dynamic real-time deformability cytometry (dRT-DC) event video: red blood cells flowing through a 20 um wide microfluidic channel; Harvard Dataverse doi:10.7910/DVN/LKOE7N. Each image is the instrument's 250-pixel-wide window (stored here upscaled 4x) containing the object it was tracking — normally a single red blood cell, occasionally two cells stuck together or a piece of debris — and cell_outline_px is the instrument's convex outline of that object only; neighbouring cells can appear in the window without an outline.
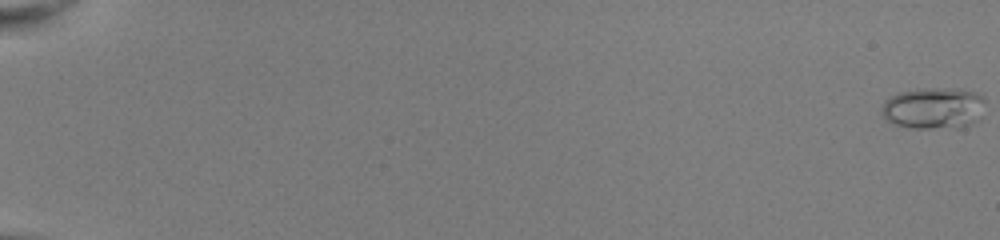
{"species": "common noctule bat (a hibernating species)", "species_latin": "Nyctalus noctula", "temperature_condition": "room temperature", "stored_images_in_passage": 53, "camera_frame_rate_fps": 3000, "um_per_image_px": 0.085, "animal": {"sex": "female", "body_mass_g": 22.0, "forearm_length_mm": 56.7}, "frame": {"image": 1, "passage_image": 1, "time_ms": 0.0, "image_size_px": [1000, 240], "cell_outline_px": [[984, 100], [980, 120], [964, 128], [912, 128], [896, 124], [888, 120], [884, 116], [884, 100], [900, 92], [916, 88], [952, 88], [976, 92], [984, 96]], "centroid_in_image_um": [79.43, 9.19], "position_along_channel_um": 5.6, "area_um2": 25.2}}
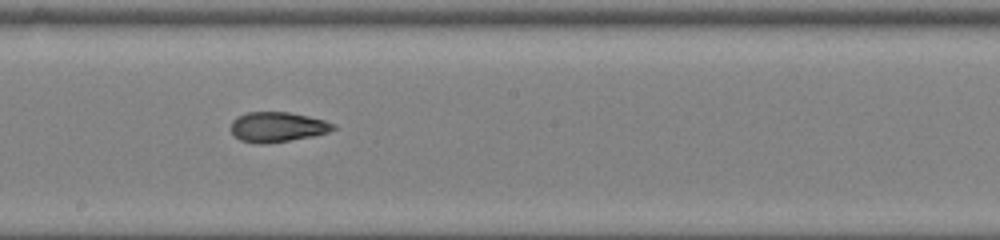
{"frame": {"image": 2, "passage_image": 33, "time_ms": 10.667, "image_size_px": [1000, 240], "cell_outline_px": [[336, 128], [328, 132], [312, 136], [264, 144], [256, 144], [240, 140], [232, 132], [232, 120], [236, 116], [248, 112], [288, 112], [308, 116], [324, 120], [336, 124]], "centroid_in_image_um": [23.58, 10.79], "position_along_channel_um": 224.6, "area_um2": 17.8}}
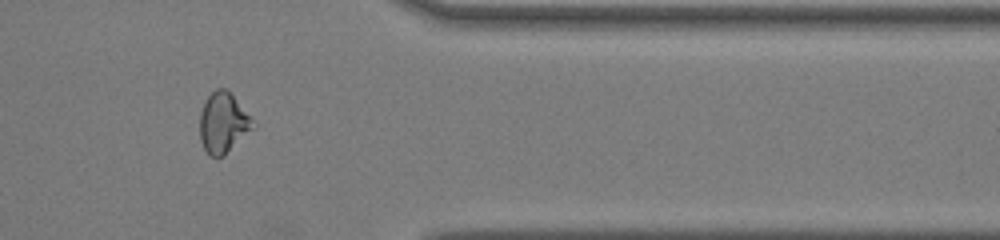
{"frame": {"image": 3, "passage_image": 46, "time_ms": 15.0, "image_size_px": [1000, 240], "cell_outline_px": [[256, 128], [224, 156], [208, 156], [200, 140], [200, 112], [208, 96], [216, 88], [224, 88], [232, 96], [256, 124]], "centroid_in_image_um": [18.98, 10.49], "position_along_channel_um": 392.4, "area_um2": 18.61}, "authors_computed_cell_mechanics": {"area_um2": 18.2648, "velocity_mm_per_s": 4.068, "shape_relaxation_time_tau1_ms": 8.5541, "shape_relaxation_time_tau2_ms": 1.7297, "deformation_change_tau1": 0.2816, "deformation_change_tau2": 0.0779}}